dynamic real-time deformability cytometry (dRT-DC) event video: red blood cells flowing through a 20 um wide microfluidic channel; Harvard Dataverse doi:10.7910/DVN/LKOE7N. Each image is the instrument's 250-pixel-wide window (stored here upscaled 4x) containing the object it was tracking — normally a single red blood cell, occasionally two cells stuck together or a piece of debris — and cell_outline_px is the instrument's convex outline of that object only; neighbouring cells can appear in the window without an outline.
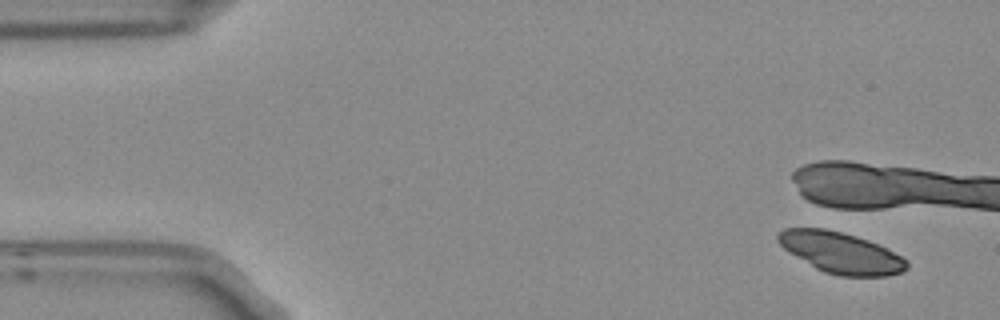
{"species": "Egyptian fruit bat (a non-hibernating species)", "species_latin": "Rousettus aegyptiacus", "temperature_condition": "room temperature", "stored_images_in_passage": 5, "camera_frame_rate_fps": 3000, "um_per_image_px": 0.085, "frame": {"image": 1, "passage_image": 1, "time_ms": 0.0, "image_size_px": [1000, 320], "cell_outline_px": [[908, 268], [904, 272], [888, 276], [840, 276], [824, 272], [816, 268], [788, 252], [776, 240], [776, 236], [784, 228], [824, 228], [856, 236], [868, 240], [888, 248], [908, 260]], "centroid_in_image_um": [71.5, 21.49], "position_along_channel_um": 13.5, "area_um2": 30.87}}